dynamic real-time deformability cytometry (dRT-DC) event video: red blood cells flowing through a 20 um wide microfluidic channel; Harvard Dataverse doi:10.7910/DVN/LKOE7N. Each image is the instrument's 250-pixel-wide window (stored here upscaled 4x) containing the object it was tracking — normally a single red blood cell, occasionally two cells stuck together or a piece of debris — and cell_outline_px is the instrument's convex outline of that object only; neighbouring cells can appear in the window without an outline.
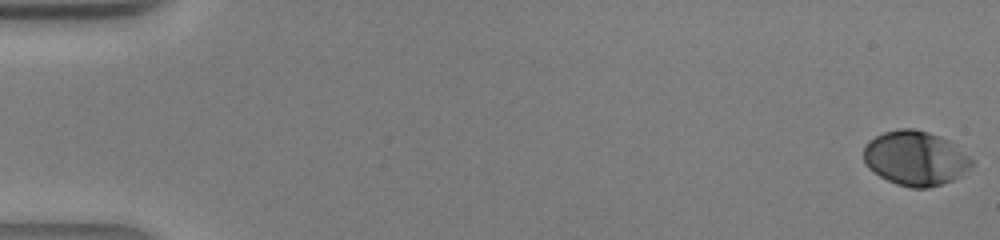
{"species": "human", "species_latin": "Homo sapiens", "temperature_condition": "warm", "stored_images_in_passage": 40, "camera_frame_rate_fps": 3000, "um_per_image_px": 0.085, "donor": {"sex": "male"}, "frame": {"image": 1, "passage_image": 1, "time_ms": 0.0, "image_size_px": [1000, 240], "cell_outline_px": [[976, 160], [960, 176], [952, 180], [928, 188], [912, 188], [896, 184], [880, 176], [868, 168], [864, 160], [864, 148], [868, 140], [884, 132], [900, 128], [912, 128], [928, 132], [940, 136], [948, 140], [972, 156]], "centroid_in_image_um": [77.82, 13.44], "position_along_channel_um": 7.2, "area_um2": 34.45}}
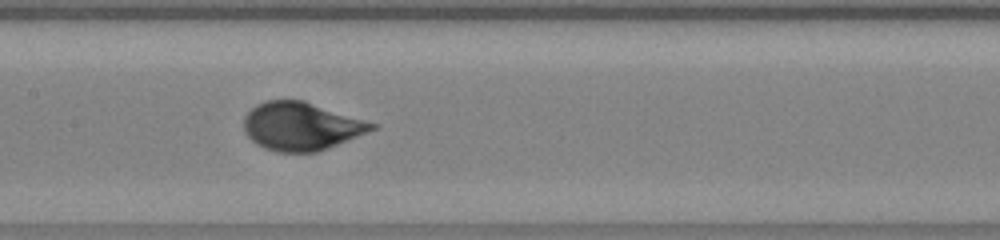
{"frame": {"image": 2, "passage_image": 22, "time_ms": 7.0, "image_size_px": [1000, 240], "cell_outline_px": [[380, 124], [376, 128], [368, 132], [316, 152], [276, 152], [264, 148], [256, 144], [244, 132], [244, 116], [256, 104], [264, 100], [304, 100]], "centroid_in_image_um": [25.6, 10.72], "position_along_channel_um": 181.8, "area_um2": 36.01}}
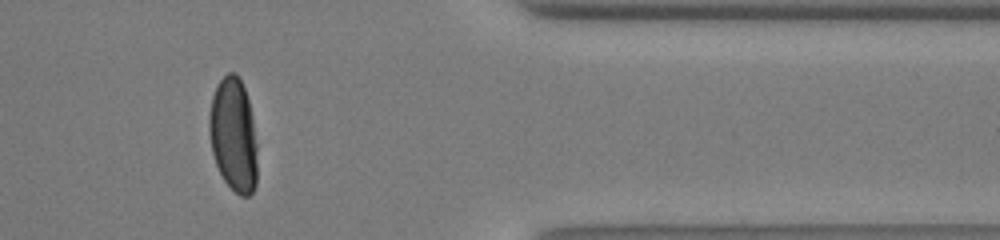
{"frame": {"image": 3, "passage_image": 36, "time_ms": 11.667, "image_size_px": [1000, 240], "cell_outline_px": [[256, 184], [252, 192], [248, 196], [240, 196], [224, 180], [216, 164], [212, 152], [208, 132], [208, 116], [212, 96], [216, 84], [228, 72], [236, 72], [244, 88], [248, 100], [252, 116], [256, 144]], "centroid_in_image_um": [19.82, 11.44], "position_along_channel_um": 391.6, "area_um2": 31.91}}